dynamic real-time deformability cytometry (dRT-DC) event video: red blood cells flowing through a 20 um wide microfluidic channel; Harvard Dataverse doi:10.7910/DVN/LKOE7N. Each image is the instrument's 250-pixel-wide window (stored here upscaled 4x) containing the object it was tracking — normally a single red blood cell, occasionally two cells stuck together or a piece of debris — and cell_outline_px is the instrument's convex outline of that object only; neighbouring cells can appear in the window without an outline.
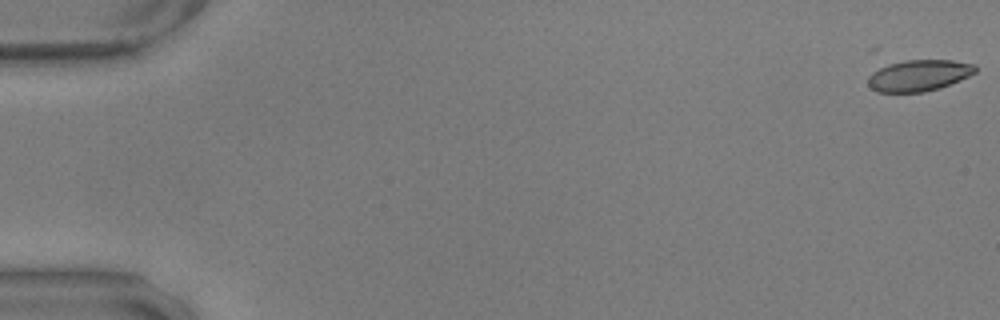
{"species": "common noctule bat (a hibernating species)", "species_latin": "Nyctalus noctula", "temperature_condition": "warm", "stored_images_in_passage": 28, "camera_frame_rate_fps": 3000, "um_per_image_px": 0.085, "animal": {"sex": "male", "body_mass_g": 17.9, "forearm_length_mm": 54.2}, "frame": {"image": 1, "passage_image": 1, "time_ms": 0.0, "image_size_px": [1000, 320], "cell_outline_px": [[976, 72], [960, 80], [940, 88], [924, 92], [876, 92], [868, 84], [868, 76], [872, 72], [888, 64], [908, 60], [952, 60], [976, 64]], "centroid_in_image_um": [78.12, 6.41], "position_along_channel_um": 6.9, "area_um2": 19.54}}
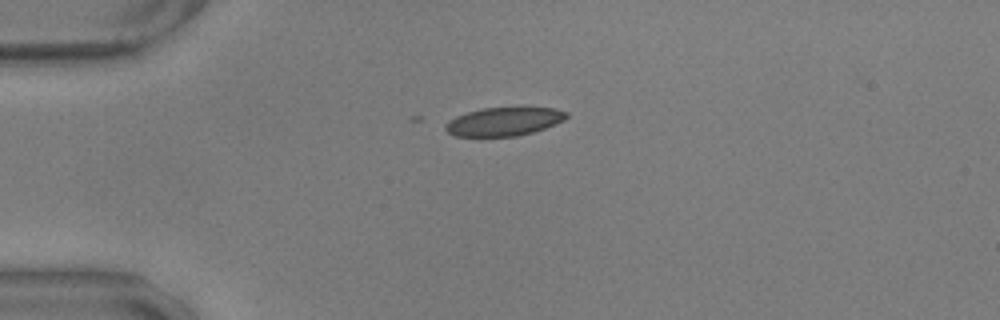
{"frame": {"image": 2, "passage_image": 15, "time_ms": 4.667, "image_size_px": [1000, 320], "cell_outline_px": [[568, 116], [564, 120], [556, 124], [532, 132], [516, 136], [456, 136], [448, 132], [444, 128], [444, 124], [448, 120], [456, 116], [468, 112], [484, 108], [552, 108], [568, 112]], "centroid_in_image_um": [42.82, 10.33], "position_along_channel_um": 42.2, "area_um2": 19.88}}
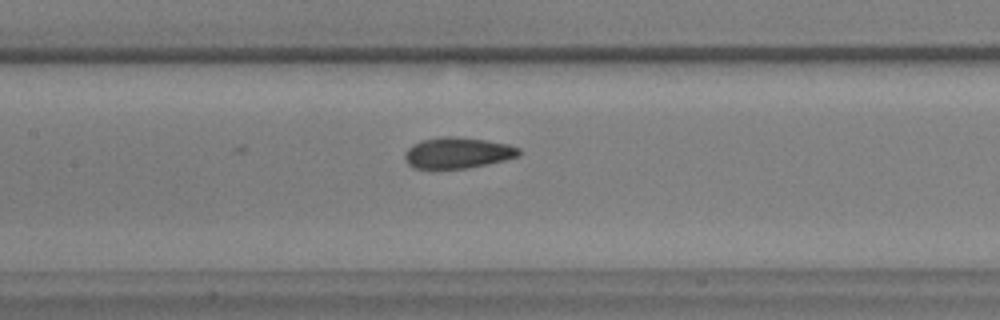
{"frame": {"image": 3, "passage_image": 28, "time_ms": 9.0, "image_size_px": [1000, 320], "cell_outline_px": [[520, 156], [488, 164], [468, 168], [412, 168], [404, 160], [404, 152], [412, 144], [420, 140], [444, 136], [452, 136], [484, 140], [508, 144], [520, 148]], "centroid_in_image_um": [38.87, 12.99], "position_along_channel_um": 168.5, "area_um2": 20.69}}